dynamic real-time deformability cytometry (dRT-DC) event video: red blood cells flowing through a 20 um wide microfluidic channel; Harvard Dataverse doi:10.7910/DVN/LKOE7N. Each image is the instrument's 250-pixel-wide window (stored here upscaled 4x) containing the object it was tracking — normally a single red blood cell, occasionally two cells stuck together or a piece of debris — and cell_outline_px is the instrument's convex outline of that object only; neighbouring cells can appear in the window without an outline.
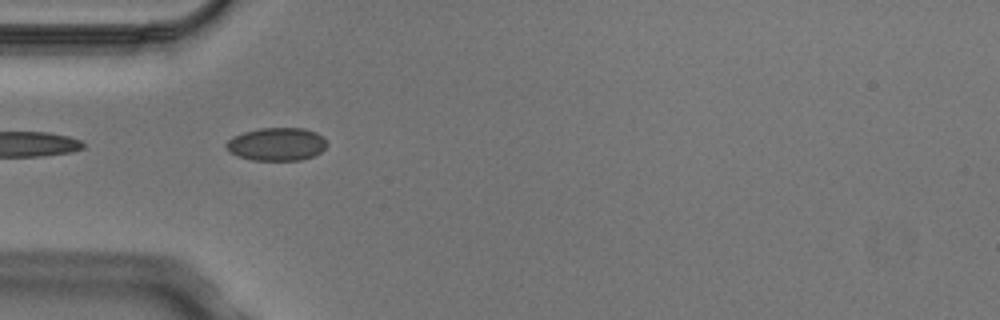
{"species": "Egyptian fruit bat (a non-hibernating species)", "species_latin": "Rousettus aegyptiacus", "temperature_condition": "cold", "stored_images_in_passage": 4, "camera_frame_rate_fps": 3000, "um_per_image_px": 0.085, "animal": {"sex": "male"}, "frame": {"image": 1, "passage_image": 1, "time_ms": 0.0, "image_size_px": [1000, 320], "cell_outline_px": [[328, 144], [320, 152], [312, 156], [300, 160], [252, 160], [240, 156], [232, 152], [224, 144], [232, 136], [244, 132], [260, 128], [304, 128], [316, 132], [324, 136]], "centroid_in_image_um": [23.55, 12.24], "position_along_channel_um": 61.4, "area_um2": 19.31}}
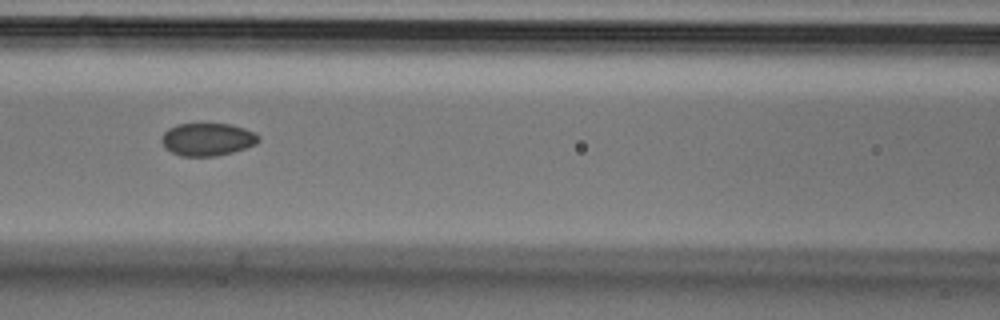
{"frame": {"image": 2, "passage_image": 3, "time_ms": 0.667, "image_size_px": [1000, 320], "cell_outline_px": [[260, 140], [256, 144], [232, 152], [216, 156], [180, 156], [164, 148], [160, 140], [160, 136], [168, 128], [176, 124], [232, 124], [244, 128], [260, 136]], "centroid_in_image_um": [17.59, 11.84], "position_along_channel_um": 149.0, "area_um2": 18.61}}
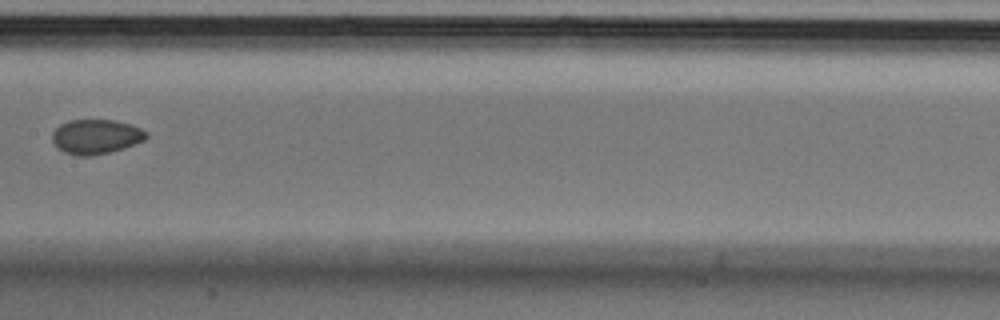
{"frame": {"image": 3, "passage_image": 4, "time_ms": 1.0, "image_size_px": [1000, 320], "cell_outline_px": [[148, 136], [144, 140], [124, 148], [92, 156], [76, 156], [64, 152], [52, 140], [52, 132], [60, 124], [68, 120], [116, 120], [140, 128], [148, 132]], "centroid_in_image_um": [8.15, 11.61], "position_along_channel_um": 199.2, "area_um2": 18.9}}